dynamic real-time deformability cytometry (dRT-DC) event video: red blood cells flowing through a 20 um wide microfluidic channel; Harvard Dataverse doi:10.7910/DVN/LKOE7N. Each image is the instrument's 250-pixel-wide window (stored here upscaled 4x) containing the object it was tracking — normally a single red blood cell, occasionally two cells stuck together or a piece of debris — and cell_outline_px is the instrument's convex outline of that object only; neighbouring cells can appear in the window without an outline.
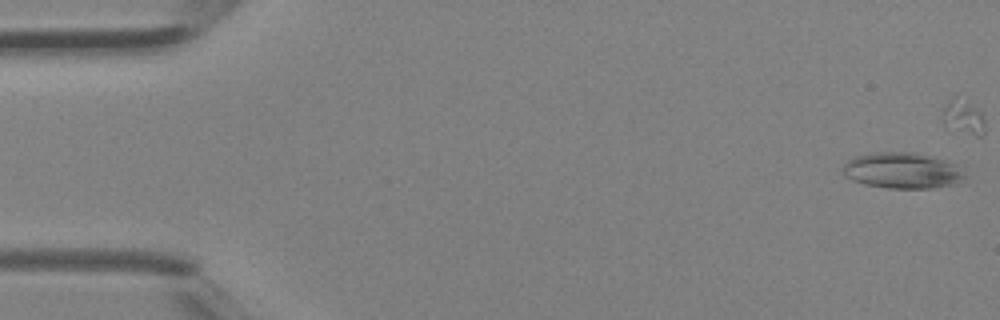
{"species": "Egyptian fruit bat (a non-hibernating species)", "species_latin": "Rousettus aegyptiacus", "temperature_condition": "room temperature", "stored_images_in_passage": 32, "camera_frame_rate_fps": 3000, "um_per_image_px": 0.085, "animal": {"sex": "female"}, "frame": {"image": 1, "passage_image": 1, "time_ms": 0.0, "image_size_px": [1000, 320], "cell_outline_px": [[968, 176], [960, 184], [932, 188], [888, 188], [864, 184], [852, 180], [844, 176], [840, 168], [852, 156], [872, 152], [912, 152], [932, 156], [956, 164]], "centroid_in_image_um": [76.7, 14.5], "position_along_channel_um": 8.3, "area_um2": 26.13}}
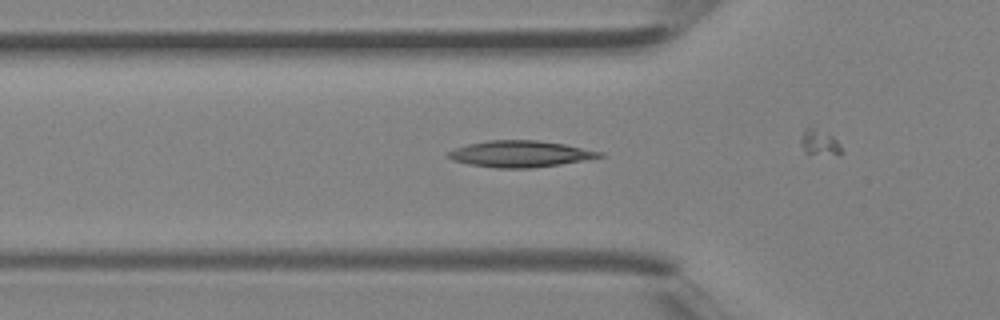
{"frame": {"image": 2, "passage_image": 14, "time_ms": 4.333, "image_size_px": [1000, 320], "cell_outline_px": [[604, 156], [560, 164], [532, 168], [496, 168], [468, 164], [452, 160], [444, 156], [448, 152], [456, 148], [468, 144], [488, 140], [536, 140], [564, 144], [604, 152]], "centroid_in_image_um": [44.18, 13.08], "position_along_channel_um": 81.6, "area_um2": 23.24}}
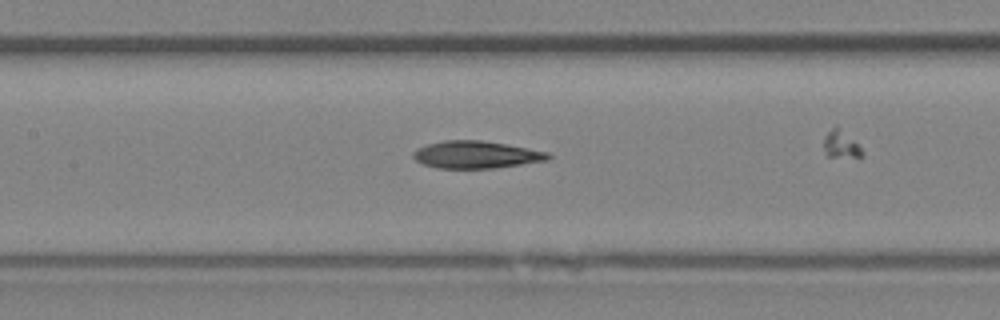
{"frame": {"image": 3, "passage_image": 19, "time_ms": 6.0, "image_size_px": [1000, 320], "cell_outline_px": [[552, 156], [548, 160], [496, 168], [436, 168], [424, 164], [416, 160], [412, 156], [412, 152], [416, 148], [428, 144], [444, 140], [480, 140], [528, 148], [548, 152]], "centroid_in_image_um": [40.45, 13.15], "position_along_channel_um": 166.9, "area_um2": 21.44}}